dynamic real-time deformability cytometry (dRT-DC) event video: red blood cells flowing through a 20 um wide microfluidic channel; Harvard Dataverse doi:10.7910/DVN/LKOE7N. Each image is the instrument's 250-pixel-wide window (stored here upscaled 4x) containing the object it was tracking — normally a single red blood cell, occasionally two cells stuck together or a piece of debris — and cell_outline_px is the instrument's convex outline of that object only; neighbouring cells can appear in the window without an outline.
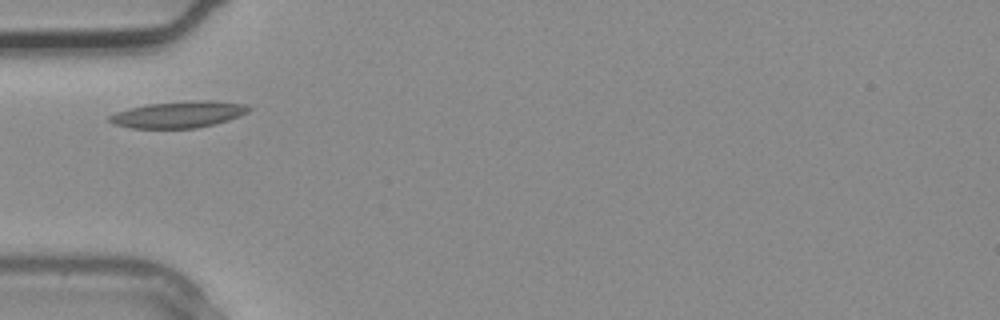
{"species": "common noctule bat (a hibernating species)", "species_latin": "Nyctalus noctula", "temperature_condition": "warm", "stored_images_in_passage": 1, "camera_frame_rate_fps": 3000, "um_per_image_px": 0.085, "animal": {"sex": "male", "body_mass_g": 20.4}, "frame": {"image": 1, "passage_image": 1, "time_ms": 0.0, "image_size_px": [1000, 320], "cell_outline_px": [[252, 108], [248, 112], [240, 116], [228, 120], [196, 128], [132, 128], [116, 124], [108, 120], [108, 116], [116, 112], [128, 108], [148, 104], [192, 100], [212, 100], [244, 104]], "centroid_in_image_um": [15.19, 9.72], "position_along_channel_um": 69.8, "area_um2": 21.44}}